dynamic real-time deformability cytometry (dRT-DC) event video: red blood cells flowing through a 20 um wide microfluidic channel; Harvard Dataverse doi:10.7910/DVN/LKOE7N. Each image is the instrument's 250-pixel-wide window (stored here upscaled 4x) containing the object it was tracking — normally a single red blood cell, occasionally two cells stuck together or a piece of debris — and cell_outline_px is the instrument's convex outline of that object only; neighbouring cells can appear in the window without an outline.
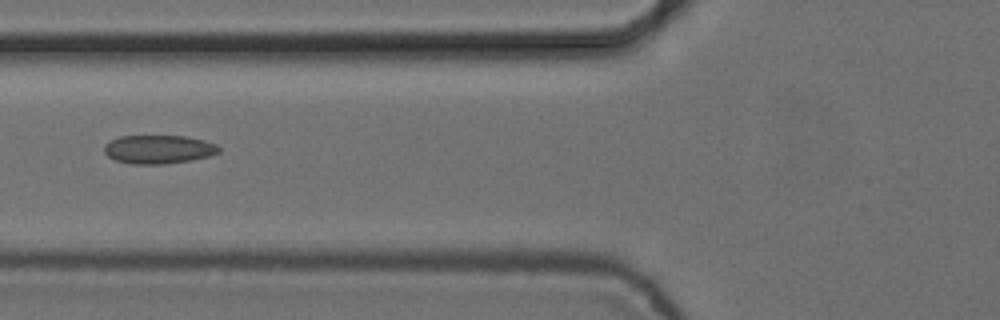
{"species": "common noctule bat (a hibernating species)", "species_latin": "Nyctalus noctula", "temperature_condition": "cold", "stored_images_in_passage": 8, "camera_frame_rate_fps": 3000, "um_per_image_px": 0.085, "animal": {"sex": "female", "body_mass_g": 24.6, "forearm_length_mm": 56.2}, "frame": {"image": 1, "passage_image": 5, "time_ms": 1.333, "image_size_px": [1000, 320], "cell_outline_px": [[220, 152], [208, 156], [192, 160], [164, 164], [132, 164], [116, 160], [108, 156], [104, 152], [104, 144], [120, 136], [184, 136], [204, 140], [216, 144], [220, 148]], "centroid_in_image_um": [13.48, 12.69], "position_along_channel_um": 112.3, "area_um2": 19.07}}
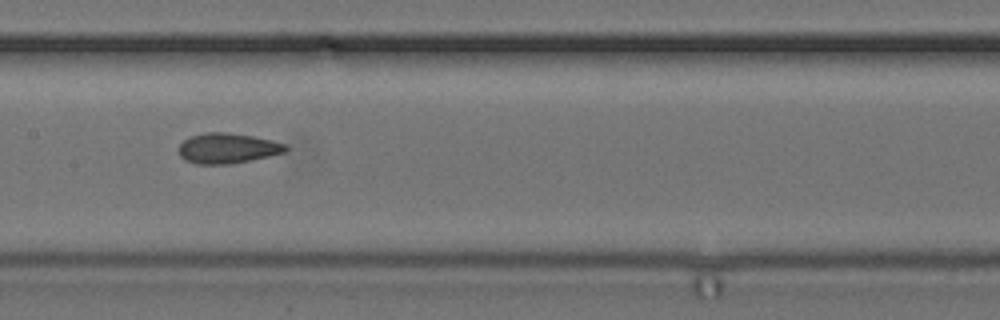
{"frame": {"image": 2, "passage_image": 7, "time_ms": 2.0, "image_size_px": [1000, 320], "cell_outline_px": [[288, 148], [284, 152], [268, 156], [232, 164], [196, 164], [184, 160], [180, 156], [180, 144], [184, 140], [192, 136], [204, 132], [224, 132], [252, 136], [272, 140], [284, 144]], "centroid_in_image_um": [19.31, 12.6], "position_along_channel_um": 188.1, "area_um2": 18.67}}
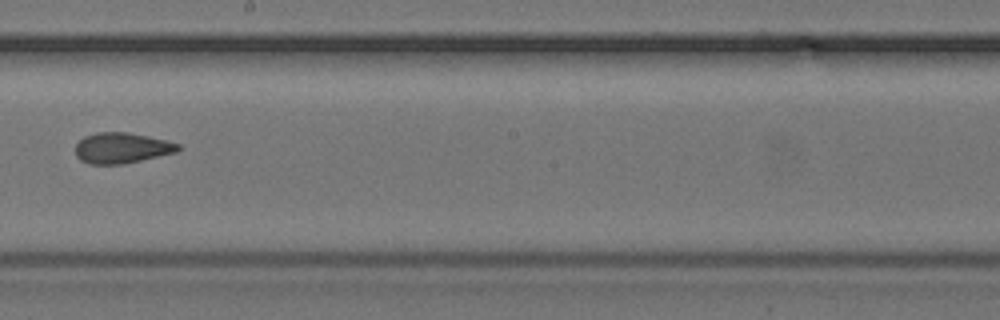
{"frame": {"image": 3, "passage_image": 8, "time_ms": 2.333, "image_size_px": [1000, 320], "cell_outline_px": [[180, 148], [176, 152], [124, 164], [88, 164], [80, 160], [76, 156], [76, 144], [84, 136], [96, 132], [128, 132], [148, 136], [180, 144]], "centroid_in_image_um": [10.32, 12.58], "position_along_channel_um": 237.9, "area_um2": 18.32}}